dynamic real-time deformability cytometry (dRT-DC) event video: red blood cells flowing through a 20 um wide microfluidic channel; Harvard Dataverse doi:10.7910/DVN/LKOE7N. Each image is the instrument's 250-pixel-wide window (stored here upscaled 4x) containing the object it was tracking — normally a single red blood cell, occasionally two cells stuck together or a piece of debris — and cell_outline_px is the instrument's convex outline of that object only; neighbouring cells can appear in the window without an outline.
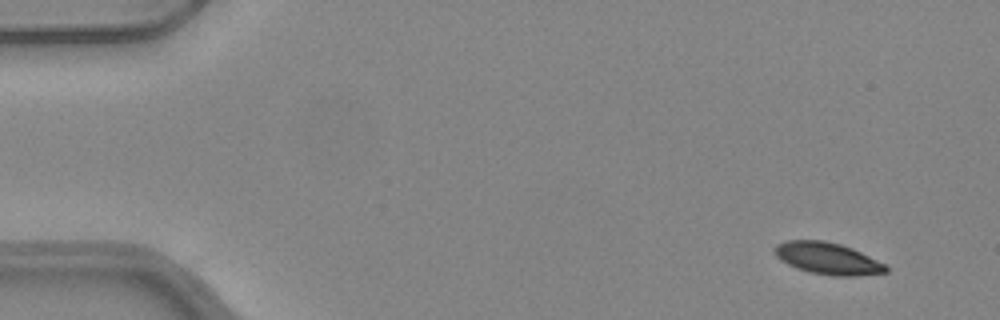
{"species": "common noctule bat (a hibernating species)", "species_latin": "Nyctalus noctula", "temperature_condition": "warm", "stored_images_in_passage": 51, "camera_frame_rate_fps": 3000, "um_per_image_px": 0.085, "animal": {"sex": "female", "body_mass_g": 24.6, "forearm_length_mm": 56.2}, "frame": {"image": 1, "passage_image": 3, "time_ms": 0.667, "image_size_px": [1000, 320], "cell_outline_px": [[888, 272], [856, 276], [832, 276], [808, 272], [796, 268], [780, 260], [776, 256], [772, 248], [776, 244], [788, 240], [824, 240], [840, 244], [852, 248], [888, 264]], "centroid_in_image_um": [70.36, 21.97], "position_along_channel_um": 14.6, "area_um2": 20.98}}
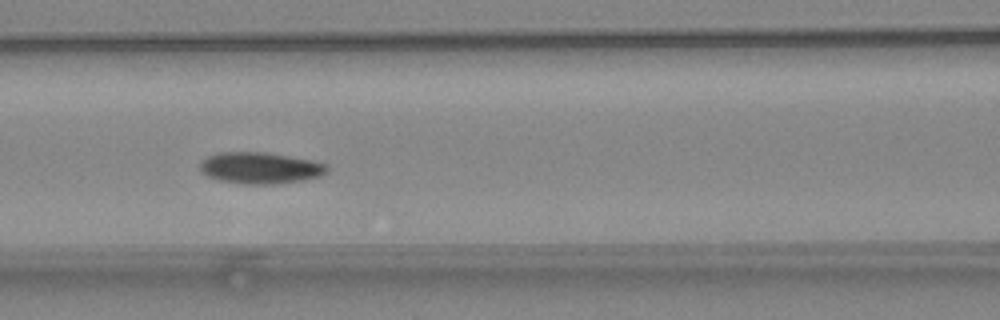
{"frame": {"image": 2, "passage_image": 22, "time_ms": 7.0, "image_size_px": [1000, 320], "cell_outline_px": [[328, 172], [320, 176], [304, 180], [276, 184], [244, 184], [220, 180], [208, 176], [200, 172], [200, 164], [208, 156], [220, 152], [264, 152], [312, 160], [328, 164]], "centroid_in_image_um": [22.15, 14.28], "position_along_channel_um": 144.5, "area_um2": 23.29}}
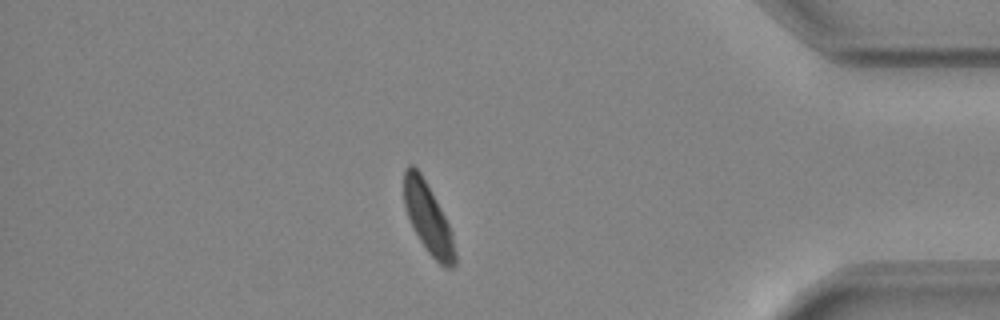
{"frame": {"image": 3, "passage_image": 44, "time_ms": 14.333, "image_size_px": [1000, 320], "cell_outline_px": [[456, 264], [452, 268], [444, 268], [428, 252], [420, 240], [408, 216], [404, 204], [404, 168], [408, 164], [412, 164], [420, 172], [440, 208], [452, 232], [456, 252]], "centroid_in_image_um": [36.4, 18.57], "position_along_channel_um": 398.8, "area_um2": 20.52}}